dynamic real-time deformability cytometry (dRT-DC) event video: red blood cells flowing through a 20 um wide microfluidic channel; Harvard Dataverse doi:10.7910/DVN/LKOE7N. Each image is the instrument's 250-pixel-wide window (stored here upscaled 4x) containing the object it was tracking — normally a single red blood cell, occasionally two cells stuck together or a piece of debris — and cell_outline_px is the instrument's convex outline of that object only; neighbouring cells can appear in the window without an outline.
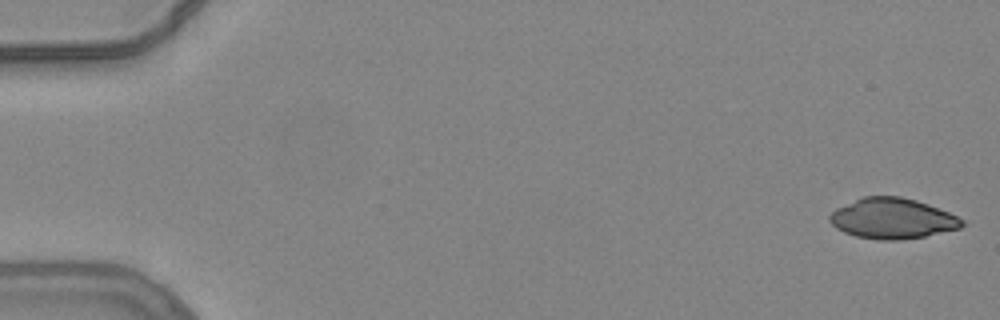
{"species": "common noctule bat (a hibernating species)", "species_latin": "Nyctalus noctula", "temperature_condition": "warm", "stored_images_in_passage": 53, "camera_frame_rate_fps": 3000, "um_per_image_px": 0.085, "animal": {"sex": "female", "body_mass_g": 24.6, "forearm_length_mm": 56.2}, "frame": {"image": 1, "passage_image": 1, "time_ms": 0.0, "image_size_px": [1000, 320], "cell_outline_px": [[964, 224], [960, 228], [924, 236], [900, 240], [880, 240], [856, 236], [844, 232], [836, 228], [828, 220], [828, 216], [836, 208], [864, 196], [900, 196], [916, 200], [928, 204], [948, 212], [964, 220]], "centroid_in_image_um": [75.83, 18.57], "position_along_channel_um": 9.2, "area_um2": 31.1}}